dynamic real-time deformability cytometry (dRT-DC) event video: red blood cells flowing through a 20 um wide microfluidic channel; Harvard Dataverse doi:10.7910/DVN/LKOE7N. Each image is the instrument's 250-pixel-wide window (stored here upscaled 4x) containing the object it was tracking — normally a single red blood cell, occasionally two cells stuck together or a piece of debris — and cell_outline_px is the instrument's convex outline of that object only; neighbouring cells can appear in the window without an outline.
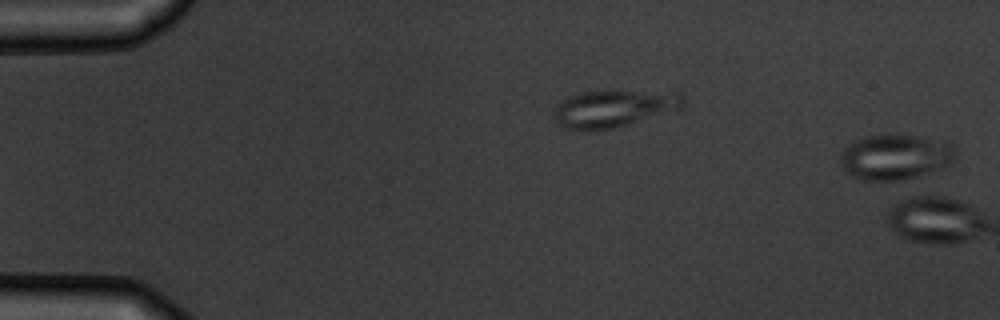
{"species": "common noctule bat (a hibernating species)", "species_latin": "Nyctalus noctula", "temperature_condition": "warm", "stored_images_in_passage": 4, "segment_of_instrument_passage": [2, 2], "camera_frame_rate_fps": 3000, "um_per_image_px": 0.085, "animal": {"sex": "male", "body_mass_g": 19.5, "forearm_length_mm": 54.6}, "frame": {"image": 1, "passage_image": 4, "time_ms": 3.333, "image_size_px": [1000, 320], "cell_outline_px": [[956, 156], [944, 168], [932, 172], [900, 180], [864, 180], [852, 176], [844, 168], [840, 160], [840, 156], [844, 148], [856, 140], [864, 136], [888, 132], [896, 132], [948, 140], [956, 148]], "centroid_in_image_um": [76.16, 13.28], "position_along_channel_um": 8.8, "area_um2": 31.27}}